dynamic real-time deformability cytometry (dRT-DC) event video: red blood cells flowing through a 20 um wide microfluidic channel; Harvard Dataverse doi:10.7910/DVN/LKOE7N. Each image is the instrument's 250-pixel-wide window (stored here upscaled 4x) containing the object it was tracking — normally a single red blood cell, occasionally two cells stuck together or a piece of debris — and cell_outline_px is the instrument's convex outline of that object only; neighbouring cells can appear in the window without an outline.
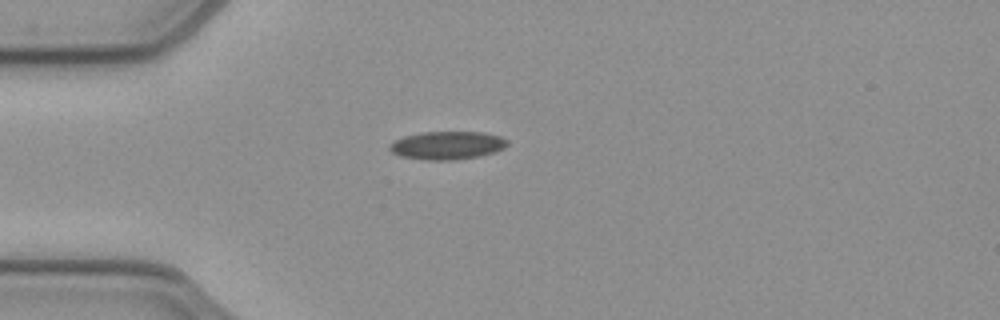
{"species": "common noctule bat (a hibernating species)", "species_latin": "Nyctalus noctula", "temperature_condition": "cold", "stored_images_in_passage": 39, "camera_frame_rate_fps": 3000, "um_per_image_px": 0.085, "animal": {"sex": "female", "body_mass_g": 21.9}, "frame": {"image": 1, "passage_image": 1, "time_ms": 0.0, "image_size_px": [1000, 320], "cell_outline_px": [[508, 144], [504, 148], [496, 152], [476, 156], [452, 160], [424, 160], [400, 156], [392, 152], [388, 148], [388, 144], [404, 136], [420, 132], [484, 132], [500, 136], [508, 140]], "centroid_in_image_um": [38.0, 12.35], "position_along_channel_um": 47.0, "area_um2": 19.36}}
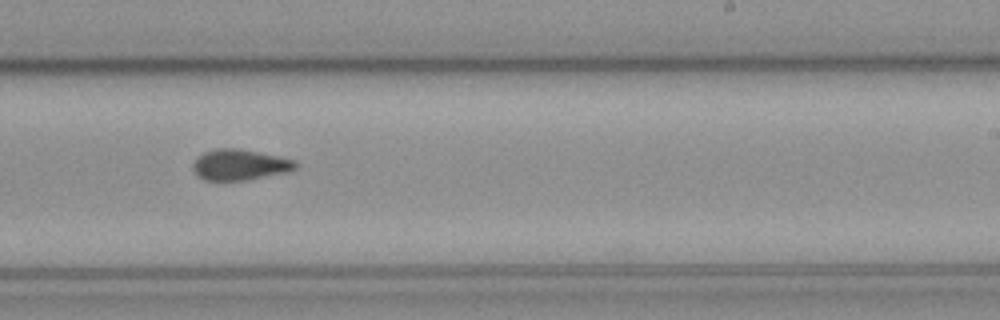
{"frame": {"image": 2, "passage_image": 19, "time_ms": 6.0, "image_size_px": [1000, 320], "cell_outline_px": [[300, 164], [296, 168], [288, 172], [248, 180], [224, 184], [204, 180], [196, 176], [192, 172], [192, 164], [204, 152], [216, 148], [236, 148], [296, 160]], "centroid_in_image_um": [20.33, 14.06], "position_along_channel_um": 268.7, "area_um2": 19.13}}
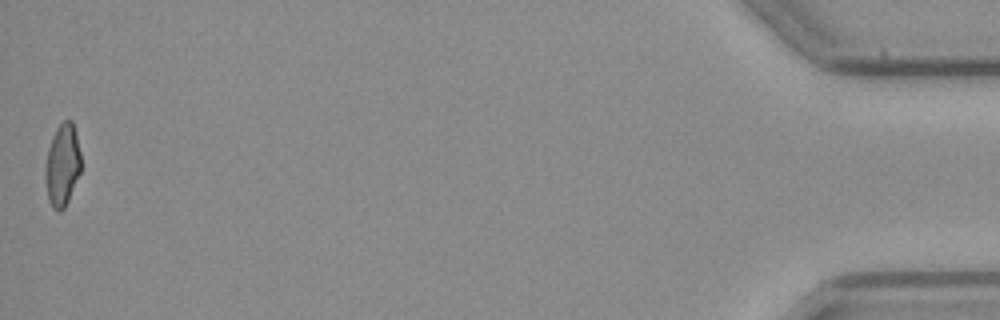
{"frame": {"image": 3, "passage_image": 39, "time_ms": 12.667, "image_size_px": [1000, 320], "cell_outline_px": [[80, 172], [68, 200], [64, 208], [60, 212], [52, 208], [48, 200], [44, 176], [44, 168], [48, 148], [52, 136], [56, 128], [64, 120], [72, 120], [76, 132], [80, 152]], "centroid_in_image_um": [5.28, 14.02], "position_along_channel_um": 429.9, "area_um2": 17.22}, "authors_computed_cell_mechanics": {"area_um2": 18.6116, "velocity_mm_per_s": 3.9344, "shape_relaxation_time_tau1_ms": null, "shape_relaxation_time_tau2_ms": 8.515, "deformation_change_tau1": null, "deformation_change_tau2": 0.1194}}